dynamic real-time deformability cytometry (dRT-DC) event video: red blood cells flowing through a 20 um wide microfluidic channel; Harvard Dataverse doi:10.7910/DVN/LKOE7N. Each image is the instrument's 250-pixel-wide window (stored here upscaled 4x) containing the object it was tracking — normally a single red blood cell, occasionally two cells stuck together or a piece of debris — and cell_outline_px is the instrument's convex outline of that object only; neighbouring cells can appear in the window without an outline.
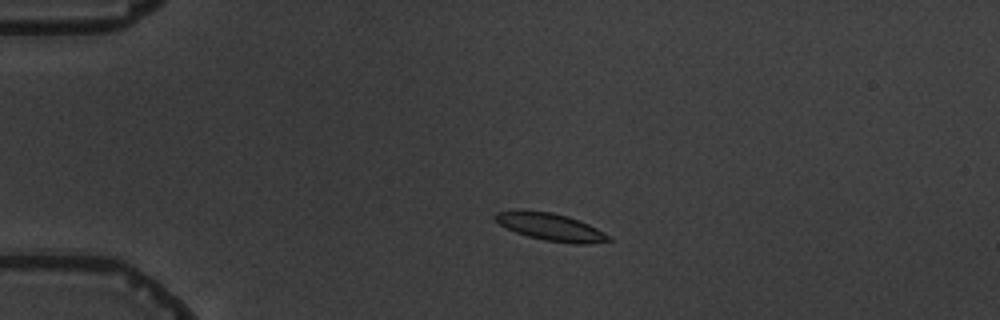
{"species": "common noctule bat (a hibernating species)", "species_latin": "Nyctalus noctula", "temperature_condition": "warm", "stored_images_in_passage": 4, "camera_frame_rate_fps": 3000, "um_per_image_px": 0.085, "animal": {"sex": "male", "body_mass_g": 19.5, "forearm_length_mm": 54.6}, "frame": {"image": 1, "passage_image": 3, "time_ms": 2.333, "image_size_px": [1000, 320], "cell_outline_px": [[612, 240], [584, 244], [576, 244], [544, 240], [528, 236], [516, 232], [500, 224], [492, 216], [496, 212], [552, 212], [568, 216], [588, 224], [604, 232]], "centroid_in_image_um": [46.85, 19.31], "position_along_channel_um": 38.2, "area_um2": 17.4}}